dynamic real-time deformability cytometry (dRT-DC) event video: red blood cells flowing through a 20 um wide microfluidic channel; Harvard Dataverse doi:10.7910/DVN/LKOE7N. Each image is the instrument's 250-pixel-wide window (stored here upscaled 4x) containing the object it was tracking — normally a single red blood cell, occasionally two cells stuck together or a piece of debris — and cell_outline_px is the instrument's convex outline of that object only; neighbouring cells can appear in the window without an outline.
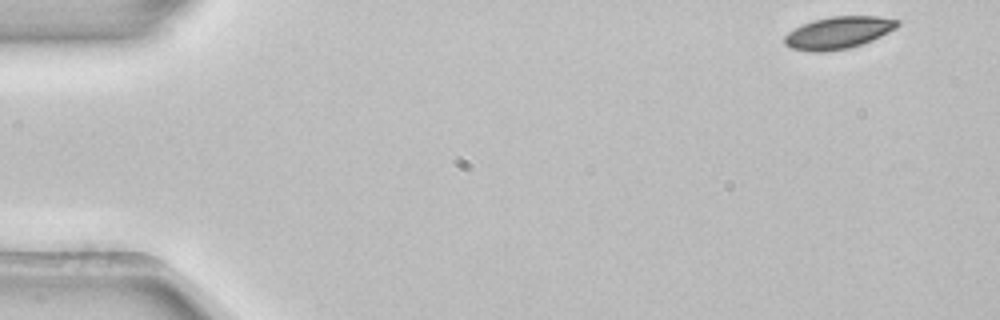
{"species": "common noctule bat (a hibernating species)", "species_latin": "Nyctalus noctula", "temperature_condition": "room temperature", "stored_images_in_passage": 4, "segment_of_instrument_passage": [2, 2], "camera_frame_rate_fps": 3000, "um_per_image_px": 0.085, "animal": {"sex": "female", "body_mass_g": 22.7, "forearm_length_mm": 54.2}, "frame": {"image": 1, "passage_image": 4, "time_ms": 1.0, "image_size_px": [1000, 320], "cell_outline_px": [[900, 24], [896, 28], [872, 40], [848, 48], [824, 52], [812, 52], [792, 48], [784, 44], [784, 36], [788, 32], [812, 20], [832, 16], [880, 16], [900, 20]], "centroid_in_image_um": [71.27, 2.77], "position_along_channel_um": 13.7, "area_um2": 21.1}}